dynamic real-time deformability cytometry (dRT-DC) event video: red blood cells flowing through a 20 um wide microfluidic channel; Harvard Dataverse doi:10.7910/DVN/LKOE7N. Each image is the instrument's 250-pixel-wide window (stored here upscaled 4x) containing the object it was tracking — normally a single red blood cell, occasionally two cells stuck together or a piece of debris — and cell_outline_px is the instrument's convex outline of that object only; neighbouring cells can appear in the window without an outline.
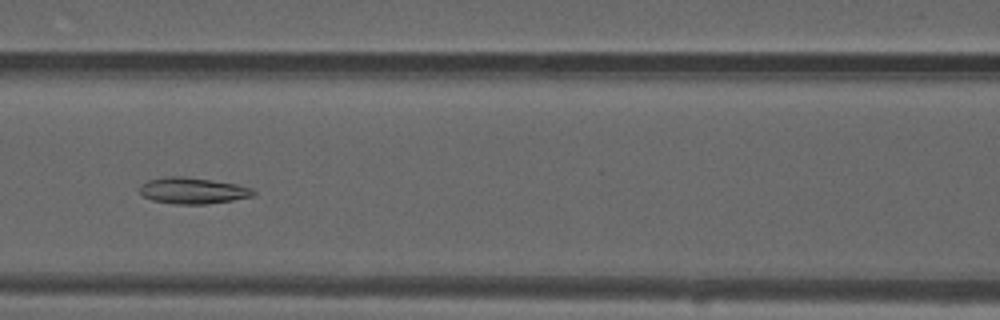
{"species": "common noctule bat (a hibernating species)", "species_latin": "Nyctalus noctula", "temperature_condition": "warm", "stored_images_in_passage": 27, "camera_frame_rate_fps": 3000, "um_per_image_px": 0.085, "animal": {"sex": "male", "forearm_length_mm": 52.5}, "frame": {"image": 1, "passage_image": 10, "time_ms": 3.0, "image_size_px": [1000, 320], "cell_outline_px": [[256, 192], [252, 196], [232, 200], [204, 204], [172, 204], [152, 200], [144, 196], [140, 192], [140, 184], [148, 180], [164, 176], [184, 176], [212, 180], [236, 184], [252, 188]], "centroid_in_image_um": [16.35, 16.19], "position_along_channel_um": 150.2, "area_um2": 17.4}}
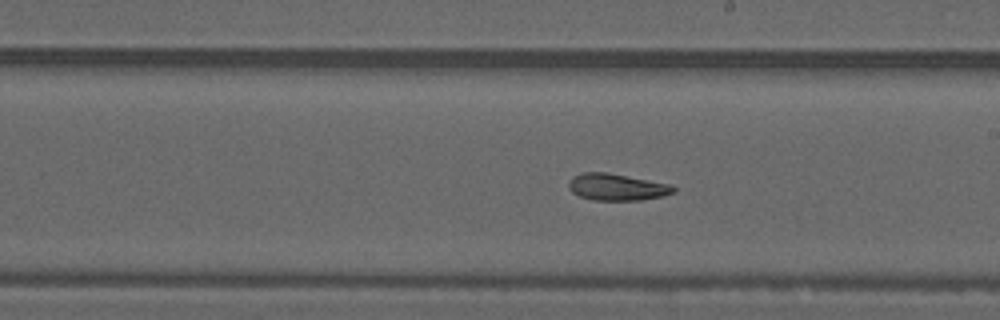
{"frame": {"image": 2, "passage_image": 17, "time_ms": 5.333, "image_size_px": [1000, 320], "cell_outline_px": [[676, 192], [664, 196], [640, 200], [592, 200], [580, 196], [572, 192], [568, 188], [568, 180], [572, 176], [584, 172], [604, 172], [672, 184], [676, 188]], "centroid_in_image_um": [52.44, 15.9], "position_along_channel_um": 236.6, "area_um2": 16.47}}
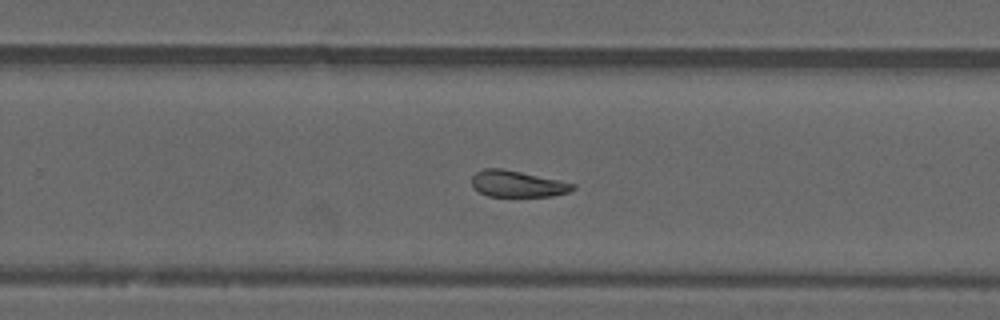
{"frame": {"image": 3, "passage_image": 21, "time_ms": 6.667, "image_size_px": [1000, 320], "cell_outline_px": [[576, 188], [568, 192], [552, 196], [488, 196], [472, 188], [472, 176], [476, 172], [484, 168], [500, 168], [560, 180], [576, 184]], "centroid_in_image_um": [43.97, 15.63], "position_along_channel_um": 285.8, "area_um2": 15.49}}